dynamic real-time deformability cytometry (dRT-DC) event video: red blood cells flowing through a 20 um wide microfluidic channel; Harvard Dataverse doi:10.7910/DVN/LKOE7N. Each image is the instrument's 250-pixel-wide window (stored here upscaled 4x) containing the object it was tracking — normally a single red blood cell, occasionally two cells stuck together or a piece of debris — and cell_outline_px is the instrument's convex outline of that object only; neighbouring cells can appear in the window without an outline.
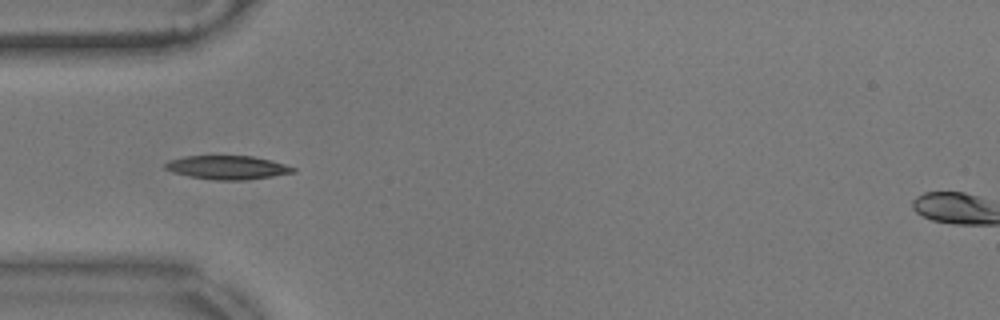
{"species": "common noctule bat (a hibernating species)", "species_latin": "Nyctalus noctula", "temperature_condition": "warm", "stored_images_in_passage": 40, "camera_frame_rate_fps": 3000, "um_per_image_px": 0.085, "animal": {"sex": "male", "body_mass_g": 17.9}, "frame": {"image": 1, "passage_image": 1, "time_ms": 0.0, "image_size_px": [1000, 320], "cell_outline_px": [[296, 172], [272, 176], [244, 180], [212, 180], [188, 176], [172, 172], [164, 168], [164, 164], [168, 160], [184, 156], [252, 156], [284, 164], [296, 168]], "centroid_in_image_um": [19.28, 14.24], "position_along_channel_um": 65.7, "area_um2": 17.63}}
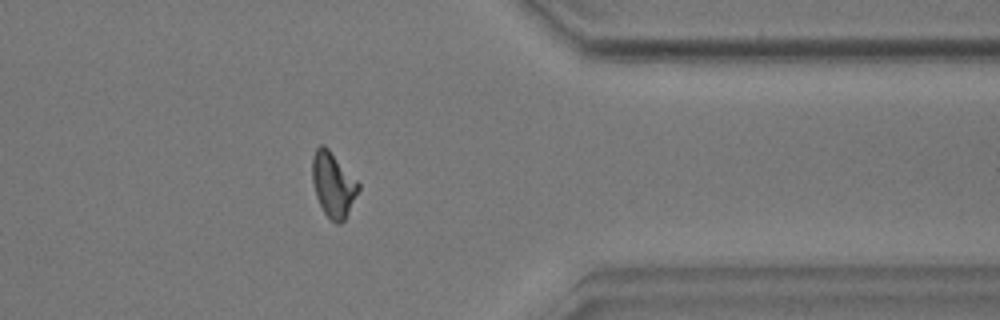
{"frame": {"image": 2, "passage_image": 29, "time_ms": 9.333, "image_size_px": [1000, 320], "cell_outline_px": [[360, 188], [344, 220], [340, 224], [336, 224], [324, 212], [316, 196], [312, 180], [312, 156], [316, 148], [320, 144], [324, 144], [328, 148], [360, 184]], "centroid_in_image_um": [28.3, 15.67], "position_along_channel_um": 383.1, "area_um2": 17.22}}
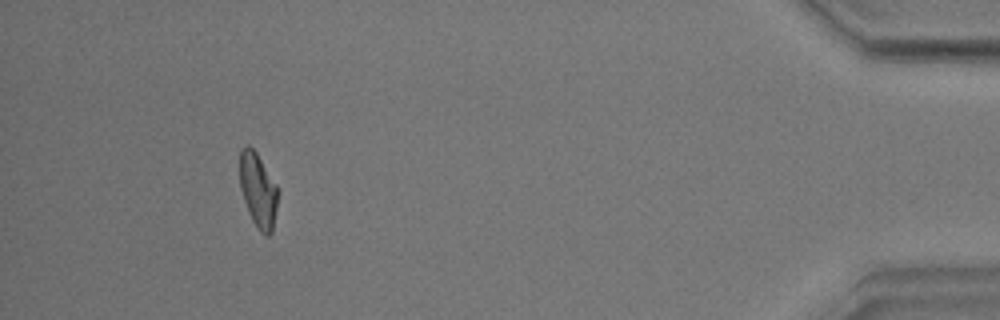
{"frame": {"image": 3, "passage_image": 36, "time_ms": 11.667, "image_size_px": [1000, 320], "cell_outline_px": [[280, 192], [272, 232], [268, 236], [264, 236], [256, 228], [248, 212], [240, 188], [240, 148], [248, 144], [256, 152], [276, 184]], "centroid_in_image_um": [21.95, 16.2], "position_along_channel_um": 413.3, "area_um2": 16.82}, "authors_computed_cell_mechanics": {"area_um2": 16.8776, "velocity_mm_per_s": 3.545, "shape_relaxation_time_tau1_ms": 4.0833, "shape_relaxation_time_tau2_ms": 1.5472, "deformation_change_tau1": 0.1628, "deformation_change_tau2": 0.0744}}